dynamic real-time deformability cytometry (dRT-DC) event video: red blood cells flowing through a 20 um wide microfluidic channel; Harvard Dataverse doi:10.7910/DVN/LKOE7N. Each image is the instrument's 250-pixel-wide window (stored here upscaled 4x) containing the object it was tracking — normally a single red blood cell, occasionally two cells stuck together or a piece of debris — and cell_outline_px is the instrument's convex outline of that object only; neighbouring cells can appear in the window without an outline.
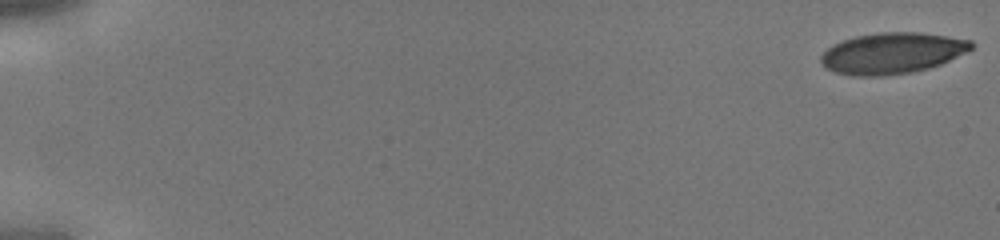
{"species": "human", "species_latin": "Homo sapiens", "temperature_condition": "cold", "stored_images_in_passage": 44, "camera_frame_rate_fps": 3000, "um_per_image_px": 0.085, "donor": {"sex": "male"}, "frame": {"image": 1, "passage_image": 1, "time_ms": 0.0, "image_size_px": [1000, 240], "cell_outline_px": [[972, 48], [968, 52], [940, 64], [928, 68], [912, 72], [884, 76], [852, 76], [836, 72], [820, 64], [820, 56], [832, 44], [856, 36], [880, 32], [920, 32], [948, 36], [972, 40]], "centroid_in_image_um": [75.83, 4.52], "position_along_channel_um": 9.2, "area_um2": 36.07}}
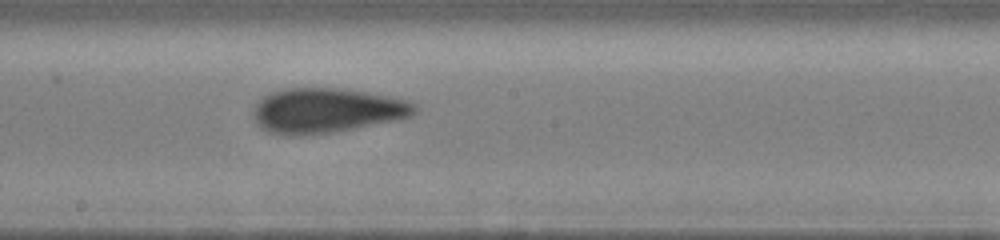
{"frame": {"image": 2, "passage_image": 26, "time_ms": 8.333, "image_size_px": [1000, 240], "cell_outline_px": [[420, 108], [412, 116], [400, 120], [356, 128], [332, 132], [296, 136], [284, 136], [268, 132], [260, 128], [252, 112], [256, 104], [264, 96], [272, 92], [288, 88], [336, 88], [392, 96], [408, 100], [416, 104]], "centroid_in_image_um": [27.8, 9.41], "position_along_channel_um": 220.4, "area_um2": 42.48}}
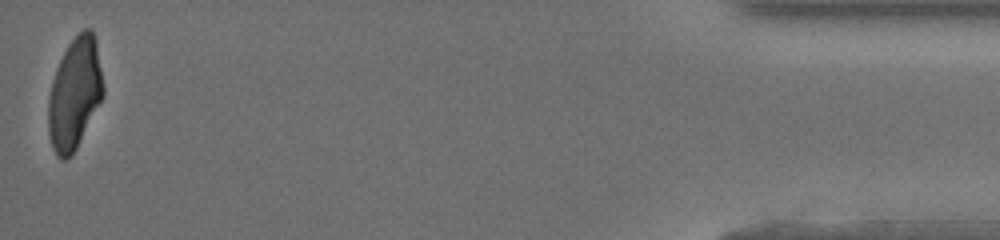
{"frame": {"image": 3, "passage_image": 44, "time_ms": 14.333, "image_size_px": [1000, 240], "cell_outline_px": [[104, 96], [76, 148], [64, 160], [60, 160], [56, 156], [52, 148], [48, 132], [48, 96], [52, 80], [56, 68], [68, 44], [84, 28], [92, 28], [96, 40], [104, 88]], "centroid_in_image_um": [6.34, 7.95], "position_along_channel_um": 428.9, "area_um2": 35.66}}